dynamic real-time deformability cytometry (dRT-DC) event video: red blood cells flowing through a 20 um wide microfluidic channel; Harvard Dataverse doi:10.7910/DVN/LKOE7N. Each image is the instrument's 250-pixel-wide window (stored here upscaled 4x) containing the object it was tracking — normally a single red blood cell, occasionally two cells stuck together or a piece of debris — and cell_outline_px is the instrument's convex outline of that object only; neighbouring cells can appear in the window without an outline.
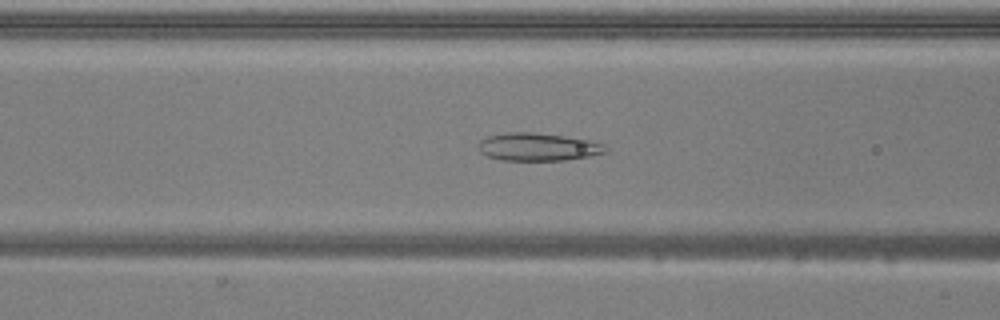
{"species": "common noctule bat (a hibernating species)", "species_latin": "Nyctalus noctula", "temperature_condition": "warm", "stored_images_in_passage": 52, "camera_frame_rate_fps": 3000, "um_per_image_px": 0.085, "animal": {"sex": "male", "body_mass_g": 20.5, "forearm_length_mm": 52.5}, "frame": {"image": 1, "passage_image": 21, "time_ms": 6.667, "image_size_px": [1000, 320], "cell_outline_px": [[608, 152], [588, 156], [564, 160], [504, 160], [488, 156], [480, 152], [476, 148], [476, 144], [480, 140], [488, 136], [508, 132], [532, 132], [564, 136], [588, 140], [604, 144]], "centroid_in_image_um": [45.68, 12.48], "position_along_channel_um": 120.9, "area_um2": 20.58}}
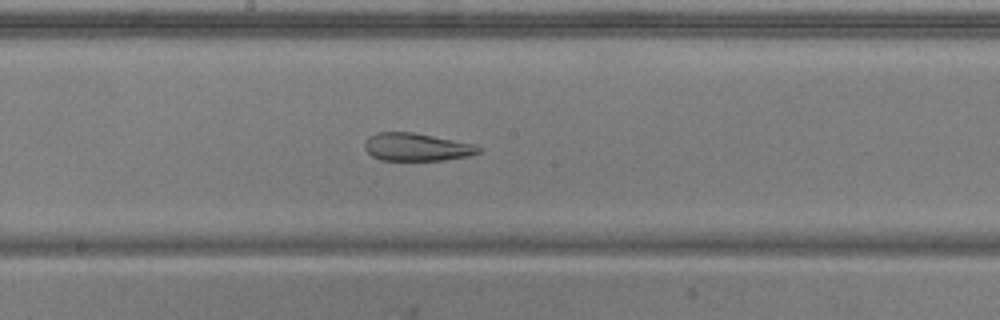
{"frame": {"image": 2, "passage_image": 28, "time_ms": 9.0, "image_size_px": [1000, 320], "cell_outline_px": [[480, 152], [468, 156], [444, 160], [380, 160], [372, 156], [364, 148], [364, 144], [368, 136], [376, 132], [412, 132], [476, 144], [480, 148]], "centroid_in_image_um": [35.39, 12.49], "position_along_channel_um": 212.8, "area_um2": 18.5}}
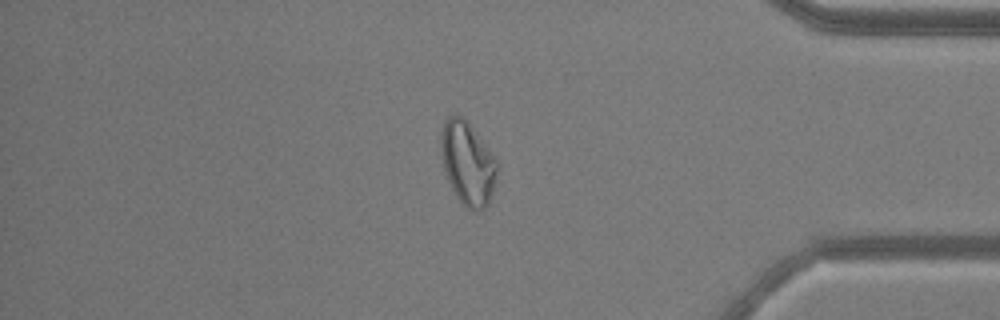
{"frame": {"image": 3, "passage_image": 44, "time_ms": 14.333, "image_size_px": [1000, 320], "cell_outline_px": [[496, 176], [492, 196], [488, 204], [480, 212], [476, 212], [468, 208], [456, 196], [448, 180], [444, 168], [440, 152], [440, 136], [444, 120], [448, 116], [456, 112], [464, 116], [496, 160]], "centroid_in_image_um": [39.72, 13.84], "position_along_channel_um": 395.5, "area_um2": 27.28}, "authors_computed_cell_mechanics": {"area_um2": 26.7903, "velocity_mm_per_s": 3.9275, "shape_relaxation_time_tau1_ms": null, "shape_relaxation_time_tau2_ms": 1.6119, "deformation_change_tau1": null, "deformation_change_tau2": 0.1063}}